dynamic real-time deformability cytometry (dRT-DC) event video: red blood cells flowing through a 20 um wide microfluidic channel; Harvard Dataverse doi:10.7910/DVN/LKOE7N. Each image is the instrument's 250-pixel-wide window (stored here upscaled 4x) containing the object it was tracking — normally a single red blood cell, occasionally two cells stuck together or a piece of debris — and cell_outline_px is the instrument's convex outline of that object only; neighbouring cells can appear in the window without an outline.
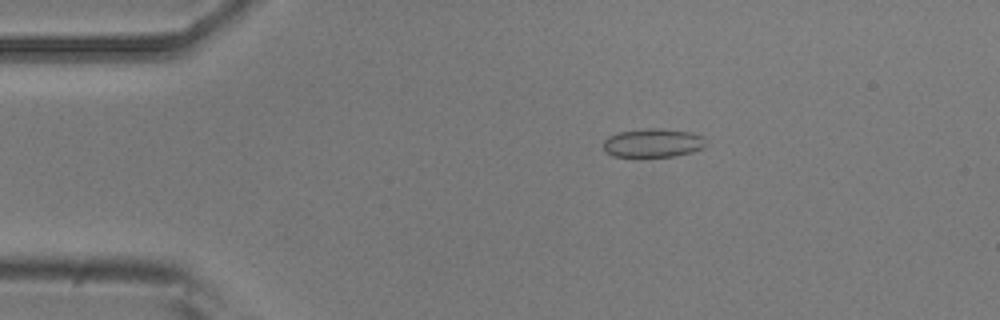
{"species": "common noctule bat (a hibernating species)", "species_latin": "Nyctalus noctula", "temperature_condition": "room temperature", "stored_images_in_passage": 51, "camera_frame_rate_fps": 3000, "um_per_image_px": 0.085, "animal": {"sex": "male", "body_mass_g": 20.5, "forearm_length_mm": 52.5}, "frame": {"image": 1, "passage_image": 9, "time_ms": 2.667, "image_size_px": [1000, 320], "cell_outline_px": [[708, 144], [704, 148], [692, 152], [676, 156], [640, 160], [612, 156], [604, 152], [604, 140], [608, 136], [620, 132], [648, 128], [660, 128], [692, 132], [704, 136]], "centroid_in_image_um": [55.51, 12.21], "position_along_channel_um": 29.5, "area_um2": 18.26}}
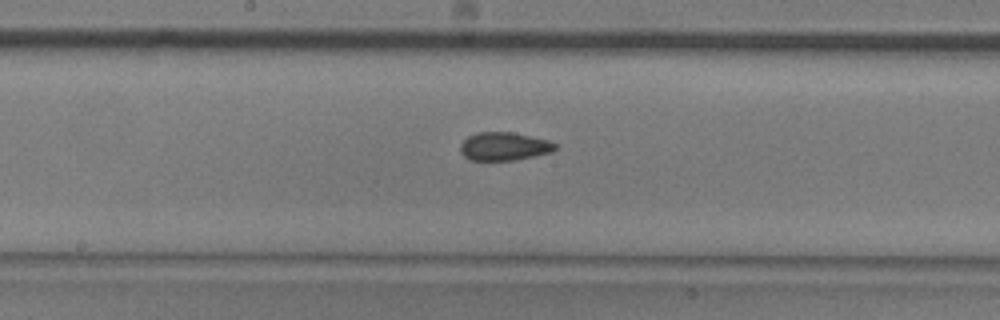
{"frame": {"image": 2, "passage_image": 26, "time_ms": 8.333, "image_size_px": [1000, 320], "cell_outline_px": [[556, 148], [552, 152], [512, 160], [468, 160], [460, 152], [460, 144], [468, 136], [476, 132], [512, 132], [548, 140], [556, 144]], "centroid_in_image_um": [42.81, 12.44], "position_along_channel_um": 205.4, "area_um2": 15.55}}
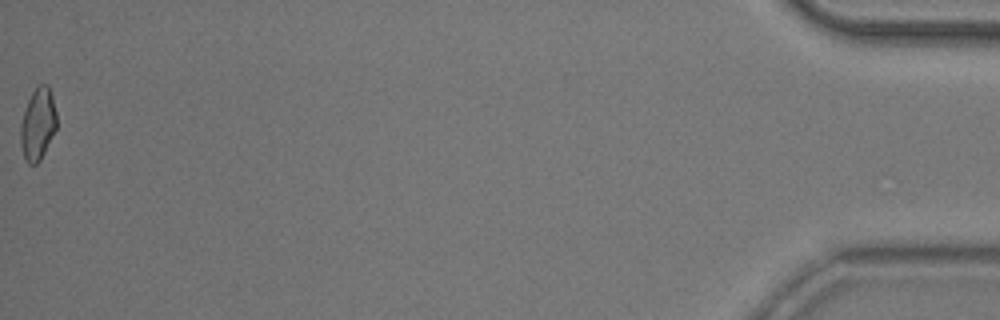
{"frame": {"image": 3, "passage_image": 51, "time_ms": 16.667, "image_size_px": [1000, 320], "cell_outline_px": [[56, 128], [40, 160], [36, 164], [28, 164], [24, 160], [20, 144], [20, 124], [28, 100], [32, 92], [40, 84], [48, 84], [52, 96], [56, 112]], "centroid_in_image_um": [3.2, 10.56], "position_along_channel_um": 432.0, "area_um2": 15.09}, "authors_computed_cell_mechanics": {"area_um2": 15.7216, "velocity_mm_per_s": 3.9396, "shape_relaxation_time_tau1_ms": null, "shape_relaxation_time_tau2_ms": 1.8018, "deformation_change_tau1": null, "deformation_change_tau2": 0.08}}